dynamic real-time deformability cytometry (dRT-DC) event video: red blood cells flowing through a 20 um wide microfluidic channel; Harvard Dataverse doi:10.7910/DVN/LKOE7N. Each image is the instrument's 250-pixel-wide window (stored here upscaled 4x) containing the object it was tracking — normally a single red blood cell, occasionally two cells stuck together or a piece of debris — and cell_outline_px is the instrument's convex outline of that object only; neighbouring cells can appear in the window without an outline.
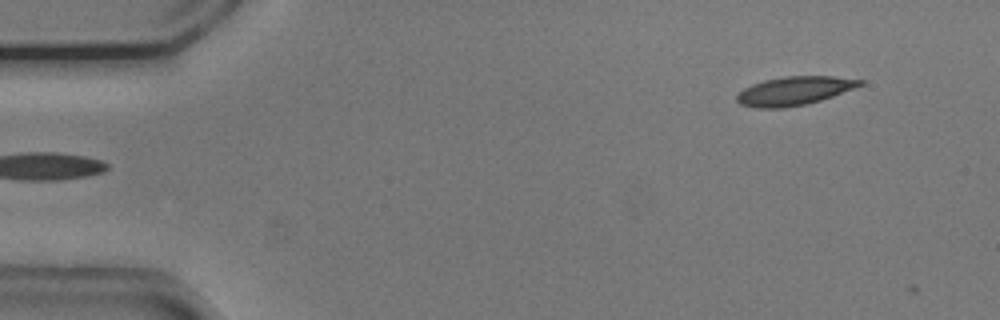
{"species": "common noctule bat (a hibernating species)", "species_latin": "Nyctalus noctula", "temperature_condition": "cold", "stored_images_in_passage": 4, "camera_frame_rate_fps": 3000, "um_per_image_px": 0.085, "animal": {"sex": "male", "body_mass_g": 20.5, "forearm_length_mm": 52.5}, "frame": {"image": 1, "passage_image": 3, "time_ms": 0.667, "image_size_px": [1000, 320], "cell_outline_px": [[864, 84], [856, 88], [820, 100], [804, 104], [784, 108], [756, 108], [740, 104], [736, 100], [736, 96], [744, 88], [752, 84], [764, 80], [784, 76], [832, 76], [864, 80]], "centroid_in_image_um": [67.52, 7.72], "position_along_channel_um": 17.5, "area_um2": 20.52}}